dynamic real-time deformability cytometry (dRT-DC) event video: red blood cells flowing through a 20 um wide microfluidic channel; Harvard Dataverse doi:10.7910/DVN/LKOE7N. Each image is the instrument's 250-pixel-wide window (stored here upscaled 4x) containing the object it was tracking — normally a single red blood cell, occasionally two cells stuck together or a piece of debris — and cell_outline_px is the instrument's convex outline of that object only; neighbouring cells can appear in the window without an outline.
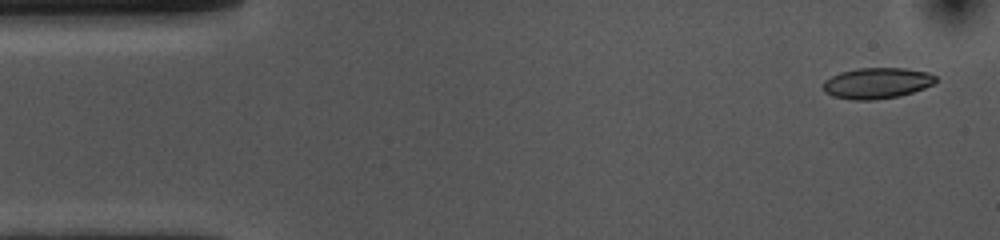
{"species": "common noctule bat (a hibernating species)", "species_latin": "Nyctalus noctula", "temperature_condition": "cold", "stored_images_in_passage": 53, "camera_frame_rate_fps": 3000, "um_per_image_px": 0.085, "animal": {"sex": "female", "body_mass_g": 10.0, "forearm_length_mm": 53.1}, "frame": {"image": 1, "passage_image": 2, "time_ms": 0.333, "image_size_px": [1000, 240], "cell_outline_px": [[936, 80], [932, 84], [924, 88], [900, 96], [872, 100], [852, 100], [832, 96], [824, 92], [820, 84], [824, 80], [840, 72], [856, 68], [904, 68], [928, 72], [936, 76]], "centroid_in_image_um": [74.48, 7.07], "position_along_channel_um": 10.5, "area_um2": 20.46}}
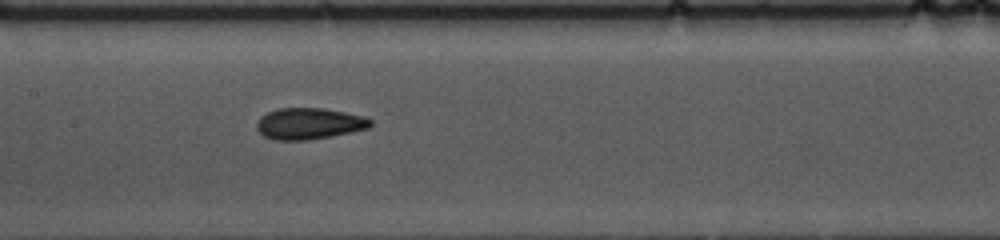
{"frame": {"image": 2, "passage_image": 24, "time_ms": 7.667, "image_size_px": [1000, 240], "cell_outline_px": [[372, 124], [368, 128], [332, 136], [308, 140], [276, 140], [264, 136], [256, 128], [256, 124], [260, 116], [268, 112], [280, 108], [324, 108], [364, 116], [372, 120]], "centroid_in_image_um": [26.27, 10.5], "position_along_channel_um": 181.1, "area_um2": 20.75}}
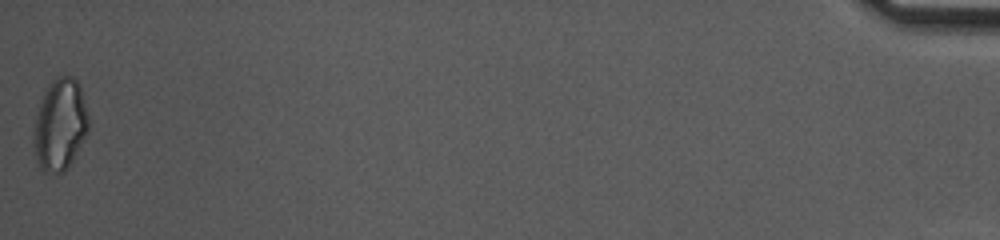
{"frame": {"image": 3, "passage_image": 53, "time_ms": 17.333, "image_size_px": [1000, 240], "cell_outline_px": [[88, 128], [68, 168], [64, 172], [44, 172], [40, 168], [36, 160], [32, 144], [32, 140], [36, 116], [40, 100], [48, 84], [56, 76], [72, 76], [80, 84], [88, 112]], "centroid_in_image_um": [5.07, 10.57], "position_along_channel_um": 430.1, "area_um2": 29.36}, "authors_computed_cell_mechanics": {"area_um2": 20.5768, "velocity_mm_per_s": 3.651, "shape_relaxation_time_tau1_ms": 7.5949, "shape_relaxation_time_tau2_ms": 2.4555, "deformation_change_tau1": 0.1525, "deformation_change_tau2": 0.0754}}